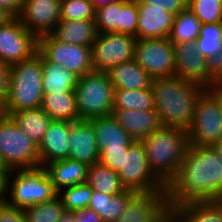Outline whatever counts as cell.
<instances>
[{
    "instance_id": "1",
    "label": "cell",
    "mask_w": 222,
    "mask_h": 222,
    "mask_svg": "<svg viewBox=\"0 0 222 222\" xmlns=\"http://www.w3.org/2000/svg\"><path fill=\"white\" fill-rule=\"evenodd\" d=\"M166 192L170 209L188 202L222 200V158L211 146L188 145Z\"/></svg>"
},
{
    "instance_id": "2",
    "label": "cell",
    "mask_w": 222,
    "mask_h": 222,
    "mask_svg": "<svg viewBox=\"0 0 222 222\" xmlns=\"http://www.w3.org/2000/svg\"><path fill=\"white\" fill-rule=\"evenodd\" d=\"M151 90L154 109L162 126L187 132L193 121L197 98L204 88L178 76H172L153 79Z\"/></svg>"
},
{
    "instance_id": "3",
    "label": "cell",
    "mask_w": 222,
    "mask_h": 222,
    "mask_svg": "<svg viewBox=\"0 0 222 222\" xmlns=\"http://www.w3.org/2000/svg\"><path fill=\"white\" fill-rule=\"evenodd\" d=\"M141 142L153 174L167 187L176 177L187 149V132L161 126Z\"/></svg>"
},
{
    "instance_id": "4",
    "label": "cell",
    "mask_w": 222,
    "mask_h": 222,
    "mask_svg": "<svg viewBox=\"0 0 222 222\" xmlns=\"http://www.w3.org/2000/svg\"><path fill=\"white\" fill-rule=\"evenodd\" d=\"M42 82V56L38 52L28 60L11 65L9 94L2 107L3 114L40 108L44 94Z\"/></svg>"
},
{
    "instance_id": "5",
    "label": "cell",
    "mask_w": 222,
    "mask_h": 222,
    "mask_svg": "<svg viewBox=\"0 0 222 222\" xmlns=\"http://www.w3.org/2000/svg\"><path fill=\"white\" fill-rule=\"evenodd\" d=\"M57 195L43 166L10 170L7 174L5 201L9 205L26 209L53 200Z\"/></svg>"
},
{
    "instance_id": "6",
    "label": "cell",
    "mask_w": 222,
    "mask_h": 222,
    "mask_svg": "<svg viewBox=\"0 0 222 222\" xmlns=\"http://www.w3.org/2000/svg\"><path fill=\"white\" fill-rule=\"evenodd\" d=\"M113 91L107 72L91 71L79 77L74 89L79 119L112 115Z\"/></svg>"
},
{
    "instance_id": "7",
    "label": "cell",
    "mask_w": 222,
    "mask_h": 222,
    "mask_svg": "<svg viewBox=\"0 0 222 222\" xmlns=\"http://www.w3.org/2000/svg\"><path fill=\"white\" fill-rule=\"evenodd\" d=\"M0 160L8 170L40 166L38 146L10 115H0Z\"/></svg>"
},
{
    "instance_id": "8",
    "label": "cell",
    "mask_w": 222,
    "mask_h": 222,
    "mask_svg": "<svg viewBox=\"0 0 222 222\" xmlns=\"http://www.w3.org/2000/svg\"><path fill=\"white\" fill-rule=\"evenodd\" d=\"M187 137L192 146H212L222 138V98L215 90L204 89L198 96Z\"/></svg>"
},
{
    "instance_id": "9",
    "label": "cell",
    "mask_w": 222,
    "mask_h": 222,
    "mask_svg": "<svg viewBox=\"0 0 222 222\" xmlns=\"http://www.w3.org/2000/svg\"><path fill=\"white\" fill-rule=\"evenodd\" d=\"M126 189L136 193L166 192V186L151 171L141 141L134 140L125 148L124 167L118 172Z\"/></svg>"
},
{
    "instance_id": "10",
    "label": "cell",
    "mask_w": 222,
    "mask_h": 222,
    "mask_svg": "<svg viewBox=\"0 0 222 222\" xmlns=\"http://www.w3.org/2000/svg\"><path fill=\"white\" fill-rule=\"evenodd\" d=\"M134 61L153 79L176 75L175 50L167 38L137 39Z\"/></svg>"
},
{
    "instance_id": "11",
    "label": "cell",
    "mask_w": 222,
    "mask_h": 222,
    "mask_svg": "<svg viewBox=\"0 0 222 222\" xmlns=\"http://www.w3.org/2000/svg\"><path fill=\"white\" fill-rule=\"evenodd\" d=\"M136 40L128 34L98 33L91 45L93 71L109 72L123 62L134 60Z\"/></svg>"
},
{
    "instance_id": "12",
    "label": "cell",
    "mask_w": 222,
    "mask_h": 222,
    "mask_svg": "<svg viewBox=\"0 0 222 222\" xmlns=\"http://www.w3.org/2000/svg\"><path fill=\"white\" fill-rule=\"evenodd\" d=\"M38 53L46 61L60 64L79 77L93 71L91 47L63 43L48 34L38 38Z\"/></svg>"
},
{
    "instance_id": "13",
    "label": "cell",
    "mask_w": 222,
    "mask_h": 222,
    "mask_svg": "<svg viewBox=\"0 0 222 222\" xmlns=\"http://www.w3.org/2000/svg\"><path fill=\"white\" fill-rule=\"evenodd\" d=\"M38 52V39L29 32L18 17L0 25V62L13 65L30 59Z\"/></svg>"
},
{
    "instance_id": "14",
    "label": "cell",
    "mask_w": 222,
    "mask_h": 222,
    "mask_svg": "<svg viewBox=\"0 0 222 222\" xmlns=\"http://www.w3.org/2000/svg\"><path fill=\"white\" fill-rule=\"evenodd\" d=\"M176 75L186 81L213 89V65L199 53L196 40L174 45Z\"/></svg>"
},
{
    "instance_id": "15",
    "label": "cell",
    "mask_w": 222,
    "mask_h": 222,
    "mask_svg": "<svg viewBox=\"0 0 222 222\" xmlns=\"http://www.w3.org/2000/svg\"><path fill=\"white\" fill-rule=\"evenodd\" d=\"M60 10L61 0H25L18 19L38 39L53 32L60 22Z\"/></svg>"
},
{
    "instance_id": "16",
    "label": "cell",
    "mask_w": 222,
    "mask_h": 222,
    "mask_svg": "<svg viewBox=\"0 0 222 222\" xmlns=\"http://www.w3.org/2000/svg\"><path fill=\"white\" fill-rule=\"evenodd\" d=\"M169 210L167 192L136 193L115 222H159Z\"/></svg>"
},
{
    "instance_id": "17",
    "label": "cell",
    "mask_w": 222,
    "mask_h": 222,
    "mask_svg": "<svg viewBox=\"0 0 222 222\" xmlns=\"http://www.w3.org/2000/svg\"><path fill=\"white\" fill-rule=\"evenodd\" d=\"M69 157L91 166L98 163L99 149L90 120L72 122L69 134Z\"/></svg>"
},
{
    "instance_id": "18",
    "label": "cell",
    "mask_w": 222,
    "mask_h": 222,
    "mask_svg": "<svg viewBox=\"0 0 222 222\" xmlns=\"http://www.w3.org/2000/svg\"><path fill=\"white\" fill-rule=\"evenodd\" d=\"M72 122L52 120L38 145L40 166L69 157V134Z\"/></svg>"
},
{
    "instance_id": "19",
    "label": "cell",
    "mask_w": 222,
    "mask_h": 222,
    "mask_svg": "<svg viewBox=\"0 0 222 222\" xmlns=\"http://www.w3.org/2000/svg\"><path fill=\"white\" fill-rule=\"evenodd\" d=\"M175 15L154 4H138L137 39H161L170 34Z\"/></svg>"
},
{
    "instance_id": "20",
    "label": "cell",
    "mask_w": 222,
    "mask_h": 222,
    "mask_svg": "<svg viewBox=\"0 0 222 222\" xmlns=\"http://www.w3.org/2000/svg\"><path fill=\"white\" fill-rule=\"evenodd\" d=\"M112 116L136 141H141L162 126L155 110L113 109Z\"/></svg>"
},
{
    "instance_id": "21",
    "label": "cell",
    "mask_w": 222,
    "mask_h": 222,
    "mask_svg": "<svg viewBox=\"0 0 222 222\" xmlns=\"http://www.w3.org/2000/svg\"><path fill=\"white\" fill-rule=\"evenodd\" d=\"M89 165L78 160L66 158L46 164L44 168L54 189H61L86 183Z\"/></svg>"
},
{
    "instance_id": "22",
    "label": "cell",
    "mask_w": 222,
    "mask_h": 222,
    "mask_svg": "<svg viewBox=\"0 0 222 222\" xmlns=\"http://www.w3.org/2000/svg\"><path fill=\"white\" fill-rule=\"evenodd\" d=\"M90 122L95 131L98 149L129 148L134 141L112 115L93 118Z\"/></svg>"
},
{
    "instance_id": "23",
    "label": "cell",
    "mask_w": 222,
    "mask_h": 222,
    "mask_svg": "<svg viewBox=\"0 0 222 222\" xmlns=\"http://www.w3.org/2000/svg\"><path fill=\"white\" fill-rule=\"evenodd\" d=\"M107 73L114 89H148L151 88L153 80L134 60L123 62Z\"/></svg>"
},
{
    "instance_id": "24",
    "label": "cell",
    "mask_w": 222,
    "mask_h": 222,
    "mask_svg": "<svg viewBox=\"0 0 222 222\" xmlns=\"http://www.w3.org/2000/svg\"><path fill=\"white\" fill-rule=\"evenodd\" d=\"M98 32L95 20H60L51 35L63 43L91 47Z\"/></svg>"
},
{
    "instance_id": "25",
    "label": "cell",
    "mask_w": 222,
    "mask_h": 222,
    "mask_svg": "<svg viewBox=\"0 0 222 222\" xmlns=\"http://www.w3.org/2000/svg\"><path fill=\"white\" fill-rule=\"evenodd\" d=\"M135 194L136 192L130 189L116 195L103 194L93 190L88 208L99 214L103 222H115Z\"/></svg>"
},
{
    "instance_id": "26",
    "label": "cell",
    "mask_w": 222,
    "mask_h": 222,
    "mask_svg": "<svg viewBox=\"0 0 222 222\" xmlns=\"http://www.w3.org/2000/svg\"><path fill=\"white\" fill-rule=\"evenodd\" d=\"M43 93H75L78 78L62 65L46 61L42 57Z\"/></svg>"
},
{
    "instance_id": "27",
    "label": "cell",
    "mask_w": 222,
    "mask_h": 222,
    "mask_svg": "<svg viewBox=\"0 0 222 222\" xmlns=\"http://www.w3.org/2000/svg\"><path fill=\"white\" fill-rule=\"evenodd\" d=\"M171 210L183 222H222V200L177 204Z\"/></svg>"
},
{
    "instance_id": "28",
    "label": "cell",
    "mask_w": 222,
    "mask_h": 222,
    "mask_svg": "<svg viewBox=\"0 0 222 222\" xmlns=\"http://www.w3.org/2000/svg\"><path fill=\"white\" fill-rule=\"evenodd\" d=\"M40 107L52 118L58 121H78L75 93H44Z\"/></svg>"
},
{
    "instance_id": "29",
    "label": "cell",
    "mask_w": 222,
    "mask_h": 222,
    "mask_svg": "<svg viewBox=\"0 0 222 222\" xmlns=\"http://www.w3.org/2000/svg\"><path fill=\"white\" fill-rule=\"evenodd\" d=\"M10 116L37 146L52 122V118L41 107L16 111L11 113Z\"/></svg>"
},
{
    "instance_id": "30",
    "label": "cell",
    "mask_w": 222,
    "mask_h": 222,
    "mask_svg": "<svg viewBox=\"0 0 222 222\" xmlns=\"http://www.w3.org/2000/svg\"><path fill=\"white\" fill-rule=\"evenodd\" d=\"M196 44L199 53L214 66L222 54V22L203 24Z\"/></svg>"
},
{
    "instance_id": "31",
    "label": "cell",
    "mask_w": 222,
    "mask_h": 222,
    "mask_svg": "<svg viewBox=\"0 0 222 222\" xmlns=\"http://www.w3.org/2000/svg\"><path fill=\"white\" fill-rule=\"evenodd\" d=\"M86 182L94 191L103 194L116 195L126 190L118 173L99 163L89 167Z\"/></svg>"
},
{
    "instance_id": "32",
    "label": "cell",
    "mask_w": 222,
    "mask_h": 222,
    "mask_svg": "<svg viewBox=\"0 0 222 222\" xmlns=\"http://www.w3.org/2000/svg\"><path fill=\"white\" fill-rule=\"evenodd\" d=\"M201 26L200 20L187 6L175 15L168 39L173 45L197 40Z\"/></svg>"
},
{
    "instance_id": "33",
    "label": "cell",
    "mask_w": 222,
    "mask_h": 222,
    "mask_svg": "<svg viewBox=\"0 0 222 222\" xmlns=\"http://www.w3.org/2000/svg\"><path fill=\"white\" fill-rule=\"evenodd\" d=\"M113 109L155 110L151 88L142 90L114 89Z\"/></svg>"
},
{
    "instance_id": "34",
    "label": "cell",
    "mask_w": 222,
    "mask_h": 222,
    "mask_svg": "<svg viewBox=\"0 0 222 222\" xmlns=\"http://www.w3.org/2000/svg\"><path fill=\"white\" fill-rule=\"evenodd\" d=\"M92 193L93 189L86 182L63 188L58 192L57 196L60 198L64 210L73 212L88 208Z\"/></svg>"
},
{
    "instance_id": "35",
    "label": "cell",
    "mask_w": 222,
    "mask_h": 222,
    "mask_svg": "<svg viewBox=\"0 0 222 222\" xmlns=\"http://www.w3.org/2000/svg\"><path fill=\"white\" fill-rule=\"evenodd\" d=\"M23 211L26 222H57L65 212L58 196L53 200L30 206Z\"/></svg>"
},
{
    "instance_id": "36",
    "label": "cell",
    "mask_w": 222,
    "mask_h": 222,
    "mask_svg": "<svg viewBox=\"0 0 222 222\" xmlns=\"http://www.w3.org/2000/svg\"><path fill=\"white\" fill-rule=\"evenodd\" d=\"M187 6L202 25L222 22V0H188Z\"/></svg>"
},
{
    "instance_id": "37",
    "label": "cell",
    "mask_w": 222,
    "mask_h": 222,
    "mask_svg": "<svg viewBox=\"0 0 222 222\" xmlns=\"http://www.w3.org/2000/svg\"><path fill=\"white\" fill-rule=\"evenodd\" d=\"M95 12L91 0H61L60 20H95Z\"/></svg>"
},
{
    "instance_id": "38",
    "label": "cell",
    "mask_w": 222,
    "mask_h": 222,
    "mask_svg": "<svg viewBox=\"0 0 222 222\" xmlns=\"http://www.w3.org/2000/svg\"><path fill=\"white\" fill-rule=\"evenodd\" d=\"M137 24V0H123L119 2V24H117V34H128L137 39Z\"/></svg>"
},
{
    "instance_id": "39",
    "label": "cell",
    "mask_w": 222,
    "mask_h": 222,
    "mask_svg": "<svg viewBox=\"0 0 222 222\" xmlns=\"http://www.w3.org/2000/svg\"><path fill=\"white\" fill-rule=\"evenodd\" d=\"M95 24L98 33H116L119 24V2L99 7L95 12Z\"/></svg>"
},
{
    "instance_id": "40",
    "label": "cell",
    "mask_w": 222,
    "mask_h": 222,
    "mask_svg": "<svg viewBox=\"0 0 222 222\" xmlns=\"http://www.w3.org/2000/svg\"><path fill=\"white\" fill-rule=\"evenodd\" d=\"M125 148L99 149L98 163L118 173L124 167Z\"/></svg>"
},
{
    "instance_id": "41",
    "label": "cell",
    "mask_w": 222,
    "mask_h": 222,
    "mask_svg": "<svg viewBox=\"0 0 222 222\" xmlns=\"http://www.w3.org/2000/svg\"><path fill=\"white\" fill-rule=\"evenodd\" d=\"M0 222H26L23 209L9 205L6 201L0 202Z\"/></svg>"
},
{
    "instance_id": "42",
    "label": "cell",
    "mask_w": 222,
    "mask_h": 222,
    "mask_svg": "<svg viewBox=\"0 0 222 222\" xmlns=\"http://www.w3.org/2000/svg\"><path fill=\"white\" fill-rule=\"evenodd\" d=\"M188 0H137L138 4H154L163 10L177 15L187 7Z\"/></svg>"
},
{
    "instance_id": "43",
    "label": "cell",
    "mask_w": 222,
    "mask_h": 222,
    "mask_svg": "<svg viewBox=\"0 0 222 222\" xmlns=\"http://www.w3.org/2000/svg\"><path fill=\"white\" fill-rule=\"evenodd\" d=\"M10 66L0 62V105L3 107L9 94Z\"/></svg>"
},
{
    "instance_id": "44",
    "label": "cell",
    "mask_w": 222,
    "mask_h": 222,
    "mask_svg": "<svg viewBox=\"0 0 222 222\" xmlns=\"http://www.w3.org/2000/svg\"><path fill=\"white\" fill-rule=\"evenodd\" d=\"M25 0H0V7L12 17H18L22 12Z\"/></svg>"
},
{
    "instance_id": "45",
    "label": "cell",
    "mask_w": 222,
    "mask_h": 222,
    "mask_svg": "<svg viewBox=\"0 0 222 222\" xmlns=\"http://www.w3.org/2000/svg\"><path fill=\"white\" fill-rule=\"evenodd\" d=\"M76 222H103L99 214L89 208L75 210Z\"/></svg>"
},
{
    "instance_id": "46",
    "label": "cell",
    "mask_w": 222,
    "mask_h": 222,
    "mask_svg": "<svg viewBox=\"0 0 222 222\" xmlns=\"http://www.w3.org/2000/svg\"><path fill=\"white\" fill-rule=\"evenodd\" d=\"M222 86V54L213 67V90Z\"/></svg>"
},
{
    "instance_id": "47",
    "label": "cell",
    "mask_w": 222,
    "mask_h": 222,
    "mask_svg": "<svg viewBox=\"0 0 222 222\" xmlns=\"http://www.w3.org/2000/svg\"><path fill=\"white\" fill-rule=\"evenodd\" d=\"M8 170H0V202H4L6 198V178Z\"/></svg>"
},
{
    "instance_id": "48",
    "label": "cell",
    "mask_w": 222,
    "mask_h": 222,
    "mask_svg": "<svg viewBox=\"0 0 222 222\" xmlns=\"http://www.w3.org/2000/svg\"><path fill=\"white\" fill-rule=\"evenodd\" d=\"M159 222H183L171 209Z\"/></svg>"
},
{
    "instance_id": "49",
    "label": "cell",
    "mask_w": 222,
    "mask_h": 222,
    "mask_svg": "<svg viewBox=\"0 0 222 222\" xmlns=\"http://www.w3.org/2000/svg\"><path fill=\"white\" fill-rule=\"evenodd\" d=\"M57 222H76L75 220V212H68L65 211L62 215L61 218Z\"/></svg>"
},
{
    "instance_id": "50",
    "label": "cell",
    "mask_w": 222,
    "mask_h": 222,
    "mask_svg": "<svg viewBox=\"0 0 222 222\" xmlns=\"http://www.w3.org/2000/svg\"><path fill=\"white\" fill-rule=\"evenodd\" d=\"M121 1L123 0H91L95 9L108 5L110 3H116V2H121Z\"/></svg>"
},
{
    "instance_id": "51",
    "label": "cell",
    "mask_w": 222,
    "mask_h": 222,
    "mask_svg": "<svg viewBox=\"0 0 222 222\" xmlns=\"http://www.w3.org/2000/svg\"><path fill=\"white\" fill-rule=\"evenodd\" d=\"M11 18L12 16L8 12H6L3 8L0 7V25L5 24Z\"/></svg>"
},
{
    "instance_id": "52",
    "label": "cell",
    "mask_w": 222,
    "mask_h": 222,
    "mask_svg": "<svg viewBox=\"0 0 222 222\" xmlns=\"http://www.w3.org/2000/svg\"><path fill=\"white\" fill-rule=\"evenodd\" d=\"M215 152L222 158V138L211 146Z\"/></svg>"
},
{
    "instance_id": "53",
    "label": "cell",
    "mask_w": 222,
    "mask_h": 222,
    "mask_svg": "<svg viewBox=\"0 0 222 222\" xmlns=\"http://www.w3.org/2000/svg\"><path fill=\"white\" fill-rule=\"evenodd\" d=\"M218 95L222 98V86L214 89Z\"/></svg>"
},
{
    "instance_id": "54",
    "label": "cell",
    "mask_w": 222,
    "mask_h": 222,
    "mask_svg": "<svg viewBox=\"0 0 222 222\" xmlns=\"http://www.w3.org/2000/svg\"><path fill=\"white\" fill-rule=\"evenodd\" d=\"M0 170H7V169L3 166L1 160H0Z\"/></svg>"
},
{
    "instance_id": "55",
    "label": "cell",
    "mask_w": 222,
    "mask_h": 222,
    "mask_svg": "<svg viewBox=\"0 0 222 222\" xmlns=\"http://www.w3.org/2000/svg\"><path fill=\"white\" fill-rule=\"evenodd\" d=\"M3 112H2V106L0 105V115L2 114Z\"/></svg>"
}]
</instances>
